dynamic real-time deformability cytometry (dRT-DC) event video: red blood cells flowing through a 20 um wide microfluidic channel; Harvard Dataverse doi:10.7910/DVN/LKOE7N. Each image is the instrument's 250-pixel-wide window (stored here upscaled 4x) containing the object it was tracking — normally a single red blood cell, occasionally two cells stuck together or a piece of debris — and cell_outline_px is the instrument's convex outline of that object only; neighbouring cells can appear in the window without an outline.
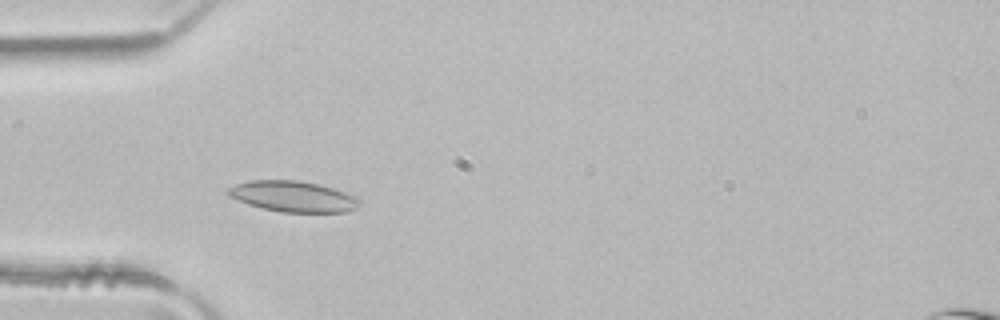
{"species": "common noctule bat (a hibernating species)", "species_latin": "Nyctalus noctula", "temperature_condition": "room temperature", "stored_images_in_passage": 2, "camera_frame_rate_fps": 3000, "um_per_image_px": 0.085, "animal": {"sex": "male", "body_mass_g": 21.5, "forearm_length_mm": 52.0}, "frame": {"image": 1, "passage_image": 1, "time_ms": 0.0, "image_size_px": [1000, 320], "cell_outline_px": [[360, 204], [356, 208], [344, 212], [280, 212], [248, 204], [228, 196], [224, 192], [228, 188], [236, 184], [248, 180], [300, 180], [332, 188], [356, 196], [360, 200]], "centroid_in_image_um": [24.88, 16.69], "position_along_channel_um": 60.1, "area_um2": 23.58}}
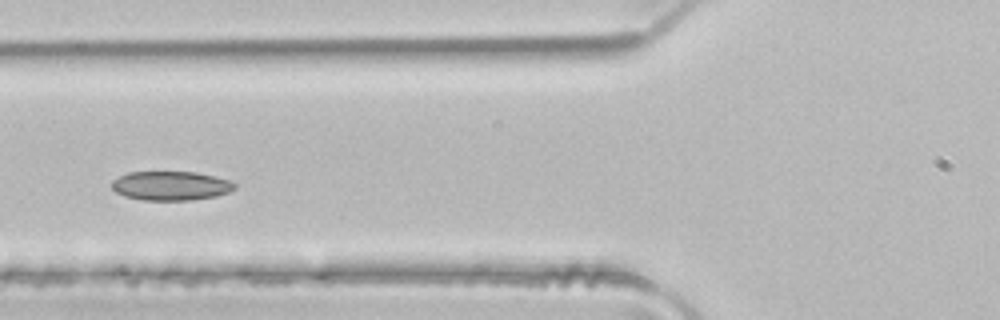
{"frame": {"image": 2, "passage_image": 2, "time_ms": 0.333, "image_size_px": [1000, 320], "cell_outline_px": [[236, 188], [228, 192], [216, 196], [192, 200], [144, 200], [124, 196], [116, 192], [112, 188], [112, 180], [128, 172], [196, 172], [228, 180], [236, 184]], "centroid_in_image_um": [14.51, 15.79], "position_along_channel_um": 111.3, "area_um2": 20.75}}